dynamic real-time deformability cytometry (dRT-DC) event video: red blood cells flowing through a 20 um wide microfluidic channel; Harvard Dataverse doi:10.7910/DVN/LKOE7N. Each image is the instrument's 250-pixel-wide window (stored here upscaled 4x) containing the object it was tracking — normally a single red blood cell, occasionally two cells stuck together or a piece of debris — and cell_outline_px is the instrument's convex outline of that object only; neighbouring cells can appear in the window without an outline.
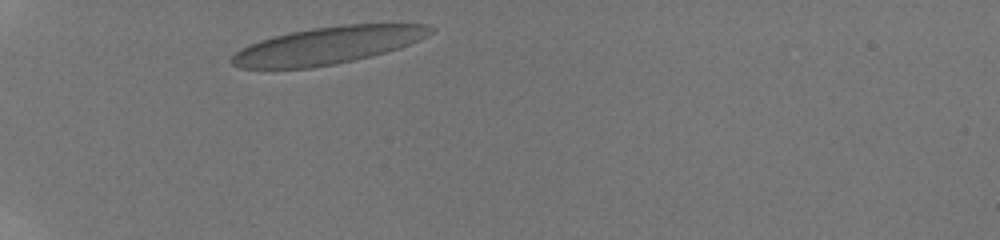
{"species": "human", "species_latin": "Homo sapiens", "temperature_condition": "room temperature", "stored_images_in_passage": 16, "camera_frame_rate_fps": 3000, "um_per_image_px": 0.085, "donor": {"sex": "male"}, "frame": {"image": 1, "passage_image": 2, "time_ms": 0.333, "image_size_px": [1000, 240], "cell_outline_px": [[436, 28], [428, 36], [420, 40], [400, 48], [336, 64], [312, 68], [240, 68], [232, 64], [228, 60], [240, 48], [248, 44], [272, 36], [312, 28], [344, 24], [428, 24]], "centroid_in_image_um": [27.85, 3.85], "position_along_channel_um": 57.1, "area_um2": 43.12}}
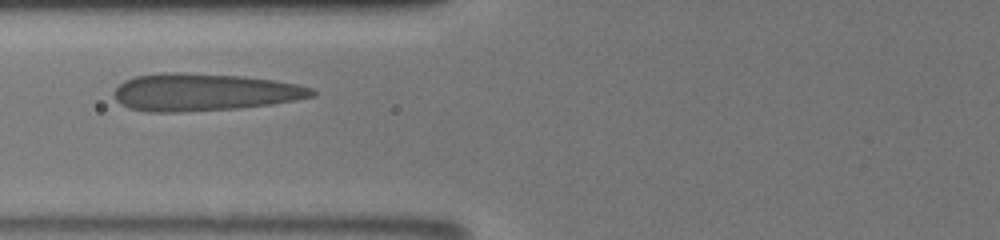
{"frame": {"image": 2, "passage_image": 6, "time_ms": 2.333, "image_size_px": [1000, 240], "cell_outline_px": [[316, 96], [272, 104], [240, 108], [184, 112], [148, 112], [128, 108], [120, 104], [116, 100], [116, 88], [124, 80], [136, 76], [160, 72], [180, 72], [244, 76], [276, 80], [296, 84], [312, 88], [316, 92]], "centroid_in_image_um": [17.35, 7.83], "position_along_channel_um": 108.4, "area_um2": 43.41}}
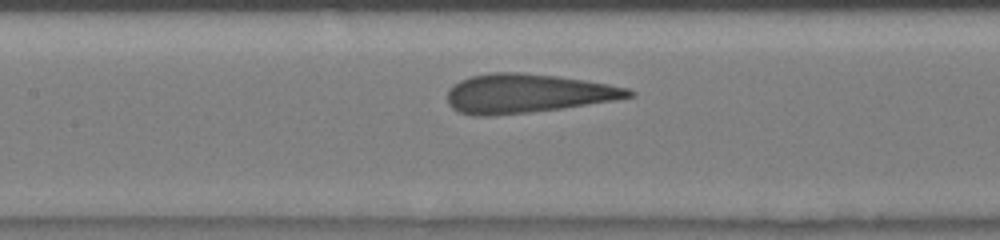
{"frame": {"image": 3, "passage_image": 13, "time_ms": 3.667, "image_size_px": [1000, 240], "cell_outline_px": [[636, 96], [612, 100], [560, 108], [496, 116], [472, 116], [460, 112], [452, 108], [448, 104], [448, 88], [460, 80], [472, 76], [488, 72], [520, 72], [560, 76], [608, 84], [628, 88], [636, 92]], "centroid_in_image_um": [44.78, 7.94], "position_along_channel_um": 162.6, "area_um2": 41.27}}